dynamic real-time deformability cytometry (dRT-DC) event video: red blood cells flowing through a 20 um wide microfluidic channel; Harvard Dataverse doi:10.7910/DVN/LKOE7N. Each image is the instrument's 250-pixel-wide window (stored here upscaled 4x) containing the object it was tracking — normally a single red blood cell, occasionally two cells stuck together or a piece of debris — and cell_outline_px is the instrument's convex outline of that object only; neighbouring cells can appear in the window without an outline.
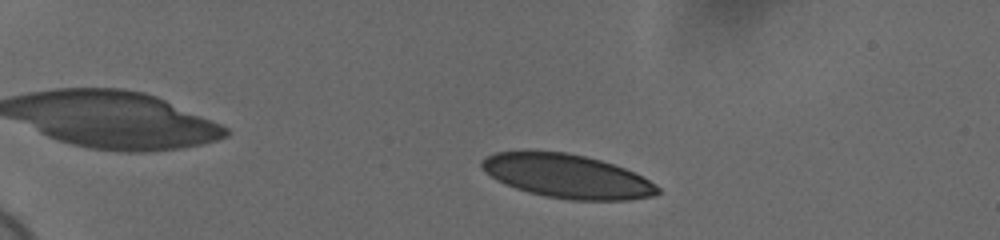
{"species": "human", "species_latin": "Homo sapiens", "temperature_condition": "cold", "stored_images_in_passage": 25, "camera_frame_rate_fps": 3000, "um_per_image_px": 0.085, "donor": {"sex": "female"}, "frame": {"image": 1, "passage_image": 6, "time_ms": 1.667, "image_size_px": [1000, 240], "cell_outline_px": [[660, 192], [652, 196], [628, 200], [568, 200], [544, 196], [528, 192], [504, 184], [496, 180], [484, 172], [480, 164], [480, 160], [496, 152], [568, 152], [600, 160], [624, 168], [656, 184], [660, 188]], "centroid_in_image_um": [48.18, 14.99], "position_along_channel_um": 36.8, "area_um2": 44.56}}
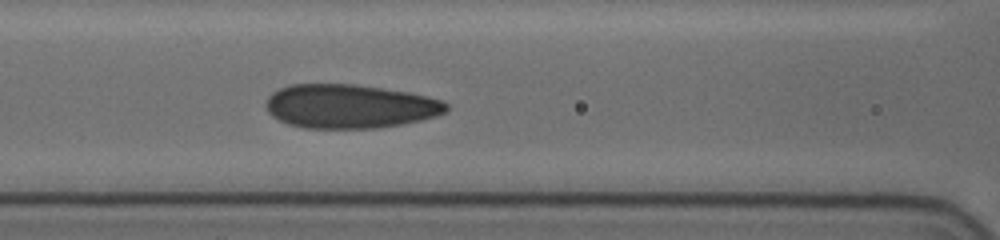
{"frame": {"image": 2, "passage_image": 20, "time_ms": 6.333, "image_size_px": [1000, 240], "cell_outline_px": [[448, 112], [436, 116], [420, 120], [400, 124], [376, 128], [304, 128], [288, 124], [272, 116], [264, 108], [264, 104], [268, 96], [272, 92], [280, 88], [292, 84], [352, 84], [408, 92], [428, 96], [440, 100], [448, 104]], "centroid_in_image_um": [29.7, 9.04], "position_along_channel_um": 136.9, "area_um2": 46.24}}
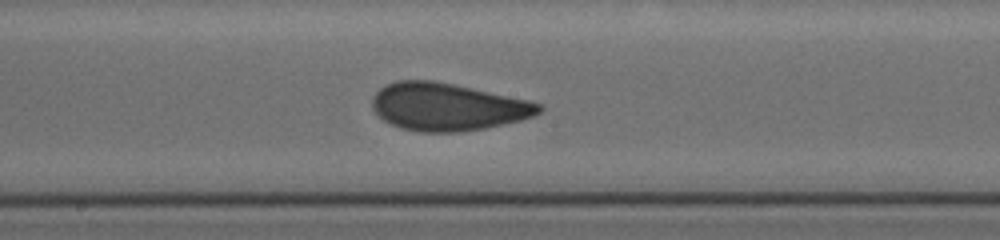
{"frame": {"image": 3, "passage_image": 25, "time_ms": 8.0, "image_size_px": [1000, 240], "cell_outline_px": [[544, 108], [540, 112], [532, 116], [520, 120], [504, 124], [484, 128], [460, 132], [420, 132], [400, 128], [384, 120], [372, 108], [372, 96], [380, 88], [396, 80], [436, 80], [528, 100], [544, 104]], "centroid_in_image_um": [38.04, 9.07], "position_along_channel_um": 210.2, "area_um2": 46.24}}